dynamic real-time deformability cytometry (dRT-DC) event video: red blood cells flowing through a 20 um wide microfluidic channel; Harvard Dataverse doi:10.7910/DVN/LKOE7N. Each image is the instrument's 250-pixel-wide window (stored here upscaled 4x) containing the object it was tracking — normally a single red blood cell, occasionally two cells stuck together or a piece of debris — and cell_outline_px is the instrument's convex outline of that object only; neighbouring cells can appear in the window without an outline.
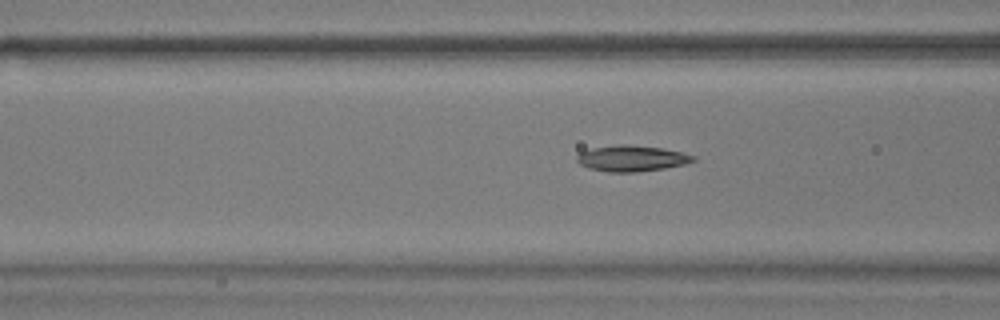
{"species": "common noctule bat (a hibernating species)", "species_latin": "Nyctalus noctula", "temperature_condition": "warm", "stored_images_in_passage": 49, "camera_frame_rate_fps": 3000, "um_per_image_px": 0.085, "animal": {"sex": "male", "body_mass_g": 17.9}, "frame": {"image": 1, "passage_image": 18, "time_ms": 5.667, "image_size_px": [1000, 320], "cell_outline_px": [[696, 160], [684, 164], [664, 168], [636, 172], [608, 172], [588, 168], [580, 164], [576, 160], [576, 156], [580, 152], [592, 148], [620, 144], [624, 144], [660, 148], [680, 152], [696, 156]], "centroid_in_image_um": [53.66, 13.47], "position_along_channel_um": 112.9, "area_um2": 17.46}}
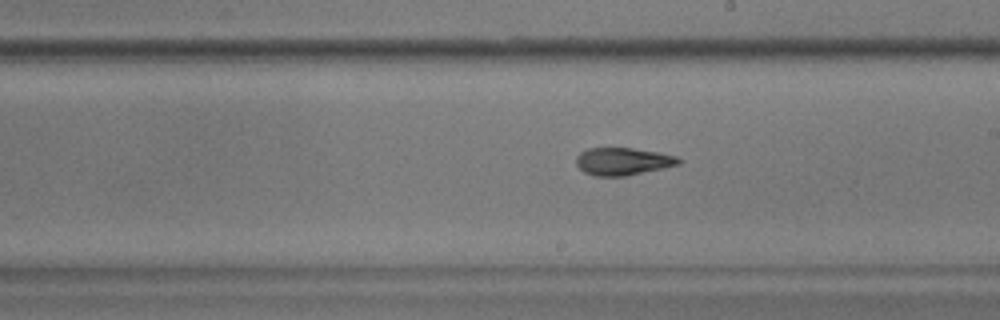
{"frame": {"image": 2, "passage_image": 28, "time_ms": 9.0, "image_size_px": [1000, 320], "cell_outline_px": [[680, 164], [664, 168], [624, 176], [592, 176], [584, 172], [576, 164], [576, 156], [580, 152], [588, 148], [632, 148], [660, 152], [676, 156], [680, 160]], "centroid_in_image_um": [52.92, 13.71], "position_along_channel_um": 236.1, "area_um2": 16.47}}
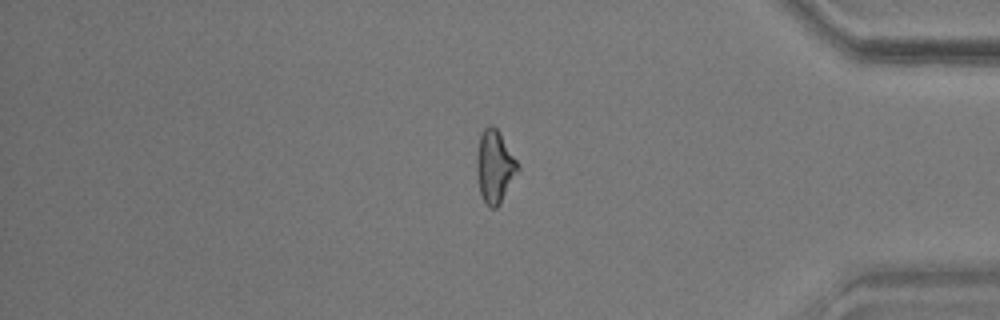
{"frame": {"image": 3, "passage_image": 43, "time_ms": 14.0, "image_size_px": [1000, 320], "cell_outline_px": [[520, 168], [500, 204], [496, 208], [488, 208], [484, 204], [480, 192], [476, 172], [476, 156], [480, 136], [484, 128], [488, 124], [492, 124], [500, 132], [516, 160]], "centroid_in_image_um": [42.03, 14.17], "position_along_channel_um": 393.2, "area_um2": 17.51}, "authors_computed_cell_mechanics": {"area_um2": 16.7042, "velocity_mm_per_s": 3.6977, "shape_relaxation_time_tau1_ms": null, "shape_relaxation_time_tau2_ms": 2.4915, "deformation_change_tau1": null, "deformation_change_tau2": 0.092}}